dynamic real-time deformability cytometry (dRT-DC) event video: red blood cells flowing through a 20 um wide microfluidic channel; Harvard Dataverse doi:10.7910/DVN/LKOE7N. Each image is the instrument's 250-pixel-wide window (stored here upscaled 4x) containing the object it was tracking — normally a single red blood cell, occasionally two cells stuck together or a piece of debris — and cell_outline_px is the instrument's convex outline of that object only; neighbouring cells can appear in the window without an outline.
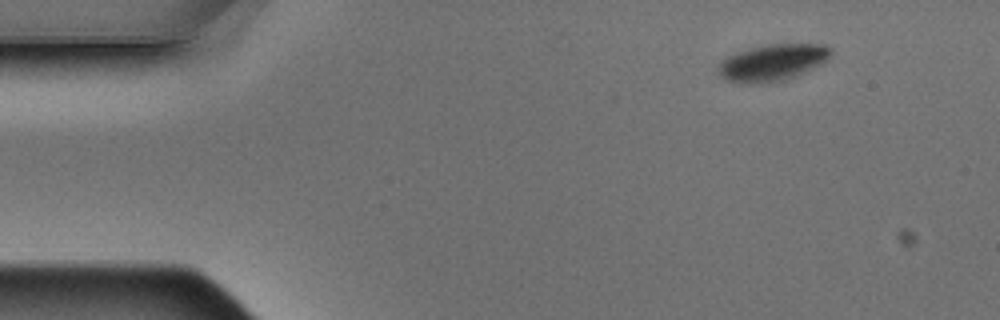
{"species": "Egyptian fruit bat (a non-hibernating species)", "species_latin": "Rousettus aegyptiacus", "temperature_condition": "warm", "stored_images_in_passage": 3, "camera_frame_rate_fps": 3000, "um_per_image_px": 0.085, "animal": {"sex": "male"}, "frame": {"image": 1, "passage_image": 1, "time_ms": 0.0, "image_size_px": [1000, 320], "cell_outline_px": [[832, 52], [820, 64], [796, 76], [784, 80], [764, 84], [744, 84], [728, 80], [720, 76], [716, 72], [716, 68], [720, 60], [736, 52], [768, 44], [824, 44], [832, 48]], "centroid_in_image_um": [65.6, 5.33], "position_along_channel_um": 19.4, "area_um2": 24.16}}
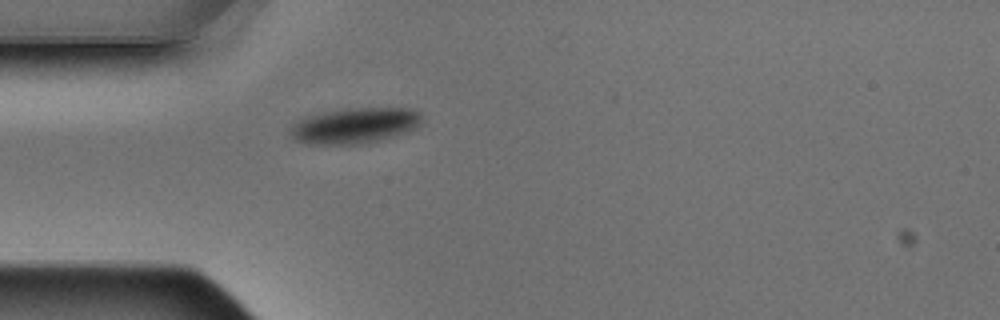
{"frame": {"image": 2, "passage_image": 3, "time_ms": 0.667, "image_size_px": [1000, 320], "cell_outline_px": [[420, 124], [416, 128], [408, 132], [368, 144], [308, 144], [296, 140], [292, 136], [292, 128], [300, 120], [308, 116], [324, 112], [352, 108], [412, 108], [420, 112]], "centroid_in_image_um": [30.24, 10.69], "position_along_channel_um": 54.8, "area_um2": 27.17}}